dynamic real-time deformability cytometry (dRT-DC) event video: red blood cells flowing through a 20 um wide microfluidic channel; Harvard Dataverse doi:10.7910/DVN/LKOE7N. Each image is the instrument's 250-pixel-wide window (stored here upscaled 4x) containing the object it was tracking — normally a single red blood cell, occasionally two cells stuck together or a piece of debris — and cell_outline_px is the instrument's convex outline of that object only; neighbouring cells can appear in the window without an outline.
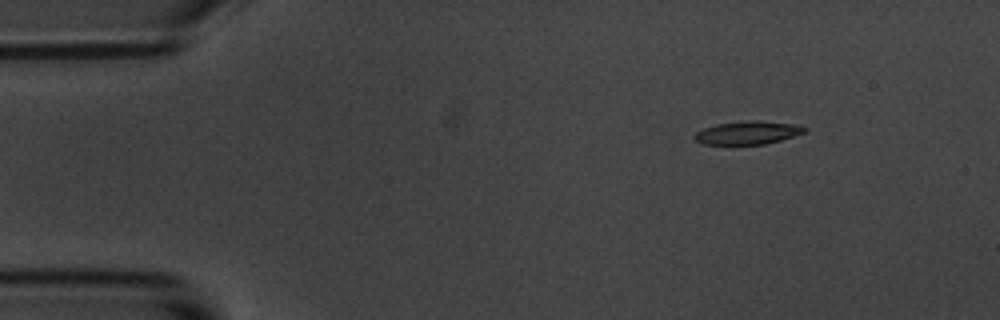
{"species": "common noctule bat (a hibernating species)", "species_latin": "Nyctalus noctula", "temperature_condition": "room temperature", "stored_images_in_passage": 4, "camera_frame_rate_fps": 3000, "um_per_image_px": 0.085, "animal": {"sex": "male", "body_mass_g": 20.1, "forearm_length_mm": 53.5}, "frame": {"image": 1, "passage_image": 2, "time_ms": 1.333, "image_size_px": [1000, 320], "cell_outline_px": [[808, 128], [804, 132], [780, 140], [764, 144], [704, 144], [696, 140], [692, 136], [696, 132], [704, 128], [716, 124], [748, 120], [756, 120], [800, 124]], "centroid_in_image_um": [63.57, 11.26], "position_along_channel_um": 21.4, "area_um2": 14.85}}